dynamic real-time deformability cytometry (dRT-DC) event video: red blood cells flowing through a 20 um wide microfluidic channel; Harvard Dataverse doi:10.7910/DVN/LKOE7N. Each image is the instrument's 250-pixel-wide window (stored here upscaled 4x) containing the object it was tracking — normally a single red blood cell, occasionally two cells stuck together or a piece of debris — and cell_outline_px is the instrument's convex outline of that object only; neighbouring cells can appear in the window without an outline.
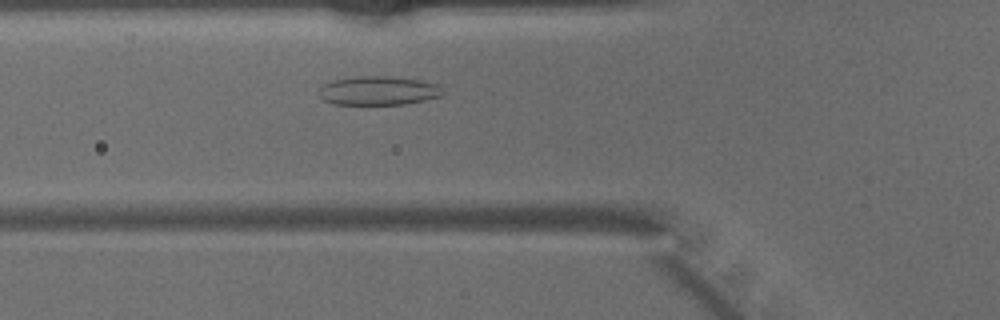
{"species": "common noctule bat (a hibernating species)", "species_latin": "Nyctalus noctula", "temperature_condition": "warm", "stored_images_in_passage": 36, "camera_frame_rate_fps": 3000, "um_per_image_px": 0.085, "animal": {"sex": "male", "body_mass_g": 15.6}, "frame": {"image": 1, "passage_image": 10, "time_ms": 3.0, "image_size_px": [1000, 320], "cell_outline_px": [[444, 92], [440, 96], [424, 100], [404, 104], [332, 104], [324, 100], [320, 96], [320, 88], [324, 84], [332, 80], [356, 76], [388, 76], [420, 80], [436, 84]], "centroid_in_image_um": [32.14, 7.7], "position_along_channel_um": 93.7, "area_um2": 20.69}}
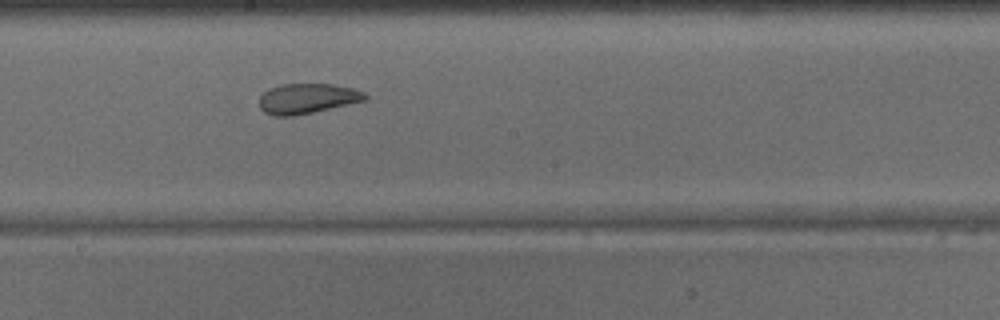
{"frame": {"image": 2, "passage_image": 19, "time_ms": 6.0, "image_size_px": [1000, 320], "cell_outline_px": [[368, 100], [296, 116], [276, 116], [264, 112], [260, 108], [260, 96], [268, 88], [280, 84], [332, 84], [352, 88], [364, 92], [368, 96]], "centroid_in_image_um": [26.13, 8.38], "position_along_channel_um": 222.1, "area_um2": 18.73}}
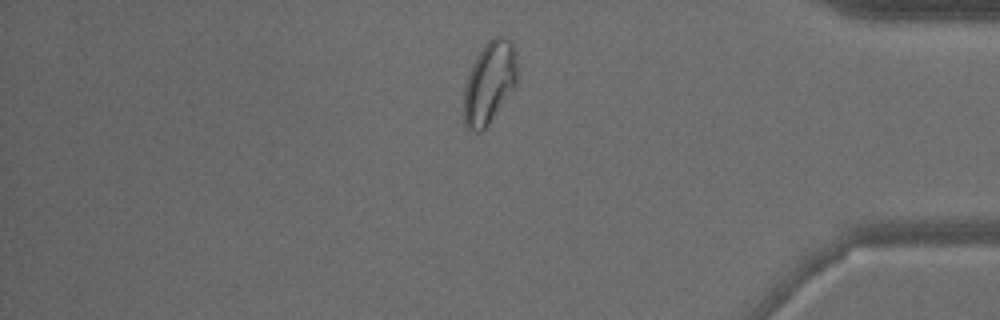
{"frame": {"image": 3, "passage_image": 33, "time_ms": 10.667, "image_size_px": [1000, 320], "cell_outline_px": [[516, 84], [484, 132], [468, 132], [464, 124], [464, 88], [472, 64], [476, 56], [484, 44], [492, 36], [500, 36], [508, 40], [512, 44], [516, 52]], "centroid_in_image_um": [41.57, 7.06], "position_along_channel_um": 393.6, "area_um2": 25.72}}